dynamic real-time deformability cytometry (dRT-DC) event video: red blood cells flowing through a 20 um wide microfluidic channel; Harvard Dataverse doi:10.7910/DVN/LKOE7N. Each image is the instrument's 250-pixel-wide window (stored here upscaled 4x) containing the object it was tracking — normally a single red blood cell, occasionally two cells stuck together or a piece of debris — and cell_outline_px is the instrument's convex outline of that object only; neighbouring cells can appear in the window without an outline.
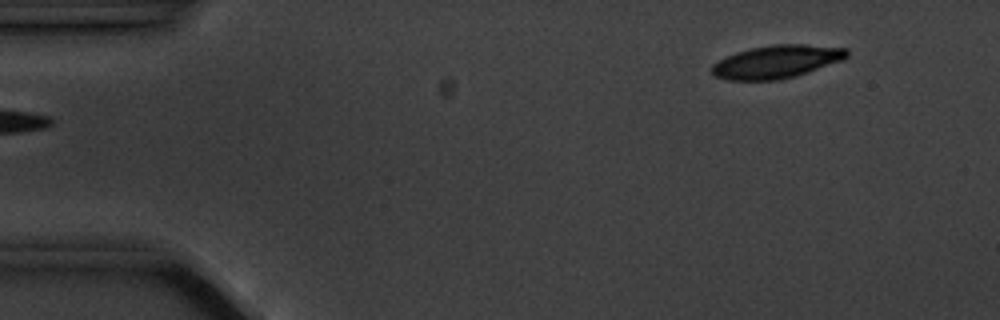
{"species": "common noctule bat (a hibernating species)", "species_latin": "Nyctalus noctula", "temperature_condition": "cold", "stored_images_in_passage": 5, "segment_of_instrument_passage": [2, 2], "camera_frame_rate_fps": 3000, "um_per_image_px": 0.085, "animal": {"sex": "male", "body_mass_g": 20.1, "forearm_length_mm": 53.5}, "frame": {"image": 1, "passage_image": 5, "time_ms": 5.333, "image_size_px": [1000, 320], "cell_outline_px": [[848, 56], [844, 60], [796, 76], [776, 80], [728, 80], [716, 76], [712, 72], [712, 64], [736, 52], [752, 48], [772, 44], [804, 44], [848, 48]], "centroid_in_image_um": [66.06, 5.24], "position_along_channel_um": 18.9, "area_um2": 25.89}}